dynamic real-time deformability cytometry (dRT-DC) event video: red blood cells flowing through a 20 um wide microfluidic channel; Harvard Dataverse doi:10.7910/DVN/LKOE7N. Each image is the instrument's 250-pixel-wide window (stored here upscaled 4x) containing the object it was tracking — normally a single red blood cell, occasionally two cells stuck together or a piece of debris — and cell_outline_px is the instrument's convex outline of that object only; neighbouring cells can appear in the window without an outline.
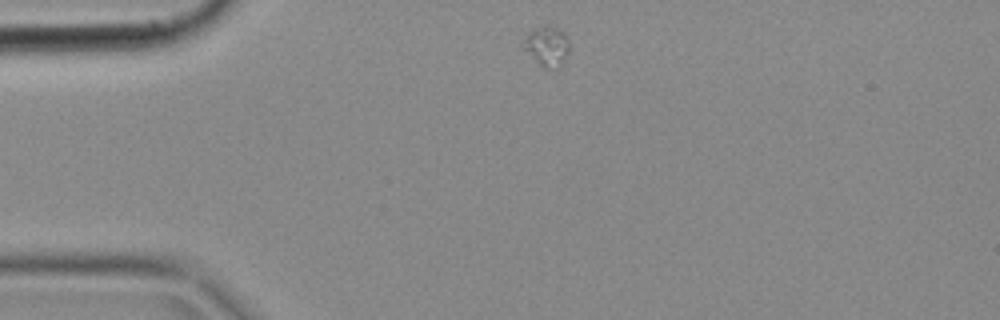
{"species": "common noctule bat (a hibernating species)", "species_latin": "Nyctalus noctula", "temperature_condition": "cold", "stored_images_in_passage": 41, "camera_frame_rate_fps": 3000, "um_per_image_px": 0.085, "animal": {"sex": "female", "body_mass_g": 18.4}, "frame": {"image": 1, "passage_image": 1, "time_ms": 0.0, "image_size_px": [1000, 320], "cell_outline_px": [[568, 52], [560, 68], [544, 68], [524, 48], [524, 40], [528, 32], [544, 24], [556, 24], [564, 32], [568, 40]], "centroid_in_image_um": [46.53, 3.87], "position_along_channel_um": 38.5, "area_um2": 10.69}}